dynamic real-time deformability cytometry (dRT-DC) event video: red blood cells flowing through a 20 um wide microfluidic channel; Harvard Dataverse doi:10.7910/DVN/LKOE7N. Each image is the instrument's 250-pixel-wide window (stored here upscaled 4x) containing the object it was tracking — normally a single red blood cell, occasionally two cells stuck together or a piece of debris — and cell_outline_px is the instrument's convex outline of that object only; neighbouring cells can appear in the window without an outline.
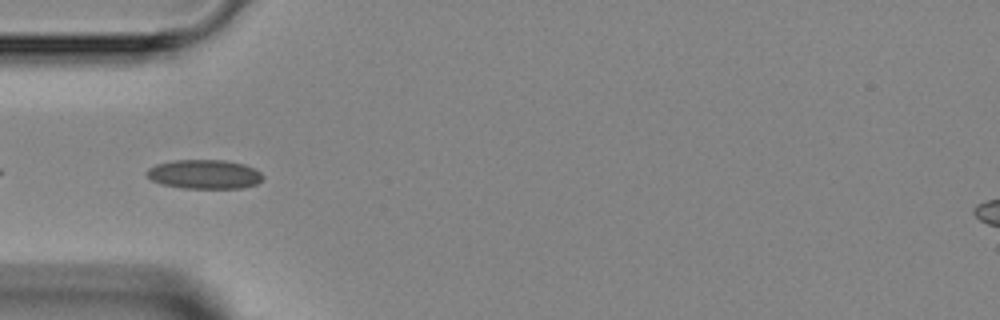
{"species": "Egyptian fruit bat (a non-hibernating species)", "species_latin": "Rousettus aegyptiacus", "temperature_condition": "room temperature", "stored_images_in_passage": 3, "camera_frame_rate_fps": 3000, "um_per_image_px": 0.085, "animal": {"sex": "female"}, "frame": {"image": 1, "passage_image": 3, "time_ms": 2.333, "image_size_px": [1000, 320], "cell_outline_px": [[264, 176], [256, 184], [244, 188], [180, 188], [160, 184], [152, 180], [144, 172], [148, 168], [156, 164], [172, 160], [224, 160], [244, 164], [260, 172]], "centroid_in_image_um": [17.33, 14.81], "position_along_channel_um": 67.7, "area_um2": 19.83}}